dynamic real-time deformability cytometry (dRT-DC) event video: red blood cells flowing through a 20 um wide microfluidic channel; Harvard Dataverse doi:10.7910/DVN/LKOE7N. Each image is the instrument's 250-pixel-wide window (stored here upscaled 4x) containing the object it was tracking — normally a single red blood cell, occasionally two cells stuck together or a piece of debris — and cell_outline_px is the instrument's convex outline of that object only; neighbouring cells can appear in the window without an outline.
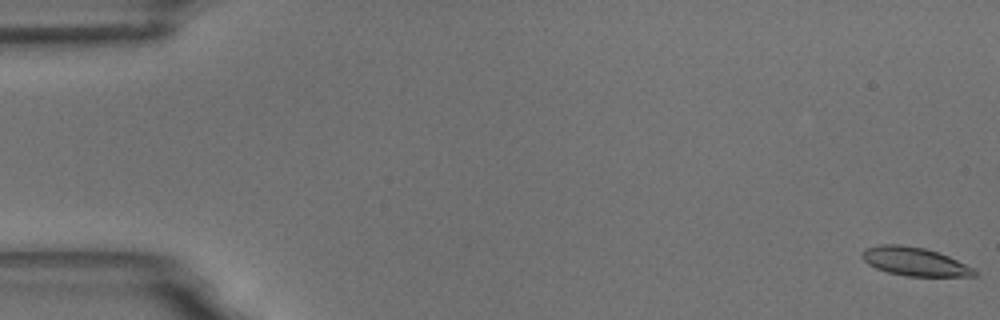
{"species": "common noctule bat (a hibernating species)", "species_latin": "Nyctalus noctula", "temperature_condition": "room temperature", "stored_images_in_passage": 52, "camera_frame_rate_fps": 3000, "um_per_image_px": 0.085, "animal": {"sex": "male", "body_mass_g": 18.8}, "frame": {"image": 1, "passage_image": 1, "time_ms": 0.0, "image_size_px": [1000, 320], "cell_outline_px": [[976, 276], [908, 276], [888, 272], [876, 268], [868, 264], [860, 256], [860, 252], [864, 248], [880, 244], [900, 244], [924, 248], [948, 256], [972, 268], [976, 272]], "centroid_in_image_um": [77.66, 22.22], "position_along_channel_um": 7.3, "area_um2": 18.5}}
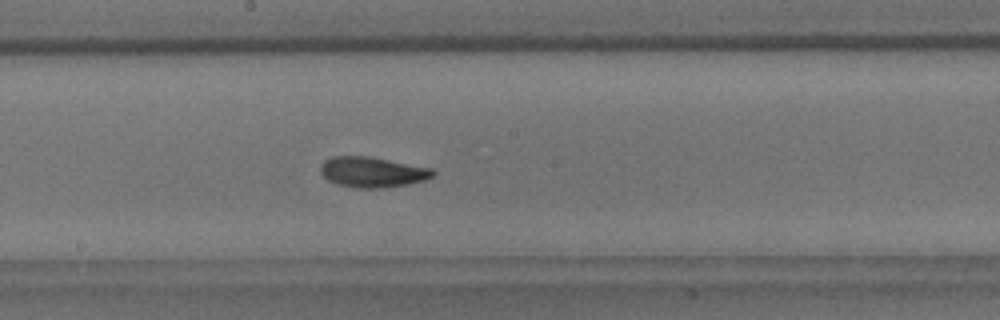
{"frame": {"image": 2, "passage_image": 32, "time_ms": 10.333, "image_size_px": [1000, 320], "cell_outline_px": [[436, 172], [432, 176], [424, 180], [408, 184], [384, 188], [356, 188], [336, 184], [328, 180], [320, 172], [320, 164], [324, 160], [332, 156], [368, 156], [432, 168]], "centroid_in_image_um": [31.62, 14.63], "position_along_channel_um": 216.6, "area_um2": 20.0}}
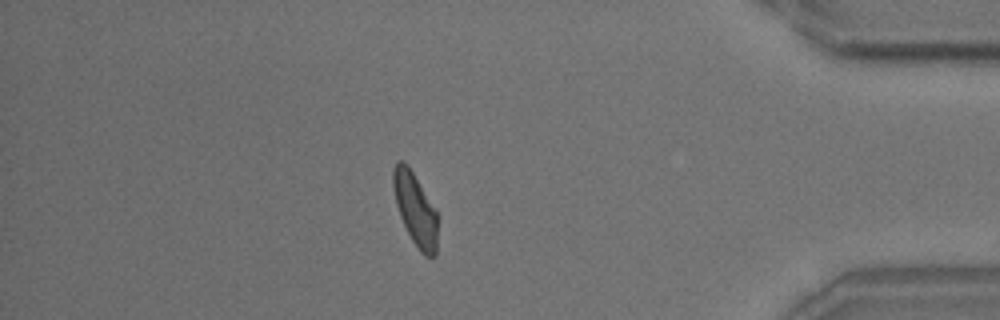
{"frame": {"image": 3, "passage_image": 51, "time_ms": 16.667, "image_size_px": [1000, 320], "cell_outline_px": [[436, 252], [432, 260], [424, 256], [420, 252], [412, 240], [400, 216], [396, 204], [392, 184], [392, 168], [396, 160], [404, 160], [408, 164], [436, 208]], "centroid_in_image_um": [35.28, 17.73], "position_along_channel_um": 399.9, "area_um2": 19.02}}